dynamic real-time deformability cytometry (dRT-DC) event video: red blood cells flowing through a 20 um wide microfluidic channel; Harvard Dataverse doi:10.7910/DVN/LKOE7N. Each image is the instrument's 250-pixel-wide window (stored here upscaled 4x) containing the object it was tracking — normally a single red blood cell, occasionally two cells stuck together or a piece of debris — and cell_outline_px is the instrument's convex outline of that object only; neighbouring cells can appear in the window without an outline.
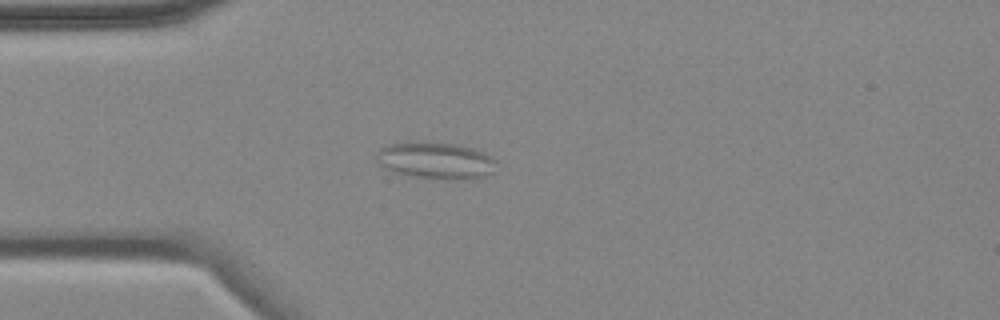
{"species": "common noctule bat (a hibernating species)", "species_latin": "Nyctalus noctula", "temperature_condition": "cold", "stored_images_in_passage": 4, "camera_frame_rate_fps": 3000, "um_per_image_px": 0.085, "animal": {"sex": "female", "body_mass_g": 18.4}, "frame": {"image": 1, "passage_image": 4, "time_ms": 4.667, "image_size_px": [1000, 320], "cell_outline_px": [[496, 160], [492, 172], [484, 176], [468, 180], [444, 180], [412, 176], [396, 172], [384, 168], [380, 164], [376, 156], [380, 148], [392, 144], [452, 144], [472, 148], [484, 152]], "centroid_in_image_um": [37.09, 13.7], "position_along_channel_um": 47.9, "area_um2": 24.97}}